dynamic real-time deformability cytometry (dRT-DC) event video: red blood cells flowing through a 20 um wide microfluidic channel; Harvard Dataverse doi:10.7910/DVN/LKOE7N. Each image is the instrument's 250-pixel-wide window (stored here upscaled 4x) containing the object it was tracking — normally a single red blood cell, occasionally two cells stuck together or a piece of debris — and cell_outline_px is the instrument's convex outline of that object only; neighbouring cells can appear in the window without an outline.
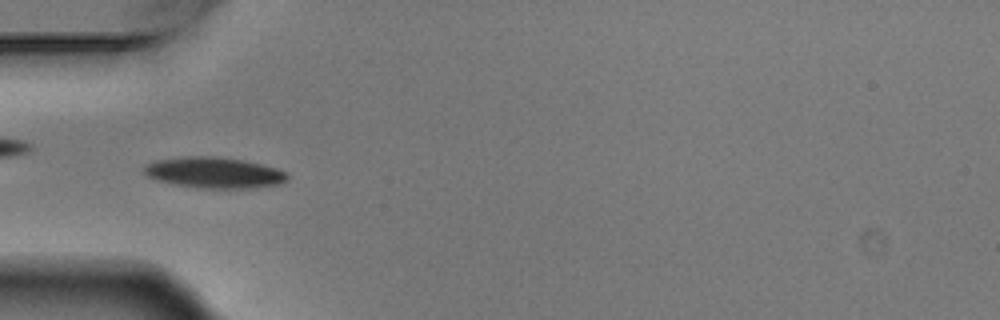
{"species": "Egyptian fruit bat (a non-hibernating species)", "species_latin": "Rousettus aegyptiacus", "temperature_condition": "warm", "stored_images_in_passage": 8, "camera_frame_rate_fps": 3000, "um_per_image_px": 0.085, "animal": {"sex": "male"}, "frame": {"image": 1, "passage_image": 5, "time_ms": 1.333, "image_size_px": [1000, 320], "cell_outline_px": [[288, 180], [280, 184], [252, 188], [196, 188], [156, 180], [144, 176], [144, 168], [148, 164], [156, 160], [184, 156], [212, 156], [240, 160], [260, 164], [276, 168], [284, 172], [288, 176]], "centroid_in_image_um": [18.17, 14.68], "position_along_channel_um": 66.8, "area_um2": 25.72}}
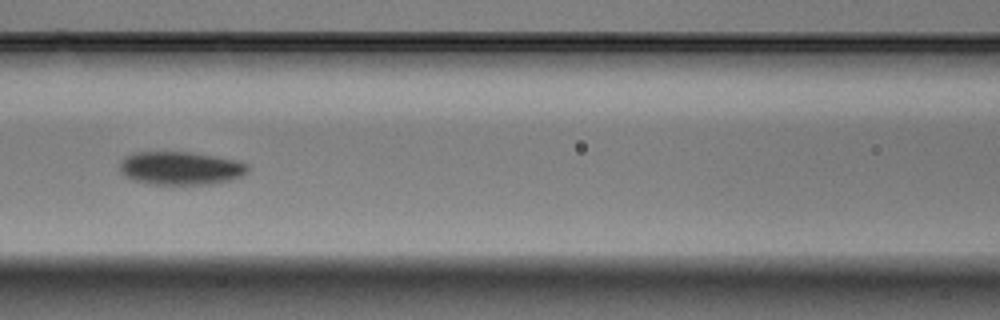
{"frame": {"image": 2, "passage_image": 7, "time_ms": 2.0, "image_size_px": [1000, 320], "cell_outline_px": [[248, 172], [232, 180], [212, 184], [148, 184], [132, 180], [124, 176], [120, 172], [120, 164], [124, 156], [136, 152], [192, 152], [240, 160], [248, 164]], "centroid_in_image_um": [15.36, 14.29], "position_along_channel_um": 151.2, "area_um2": 25.14}}
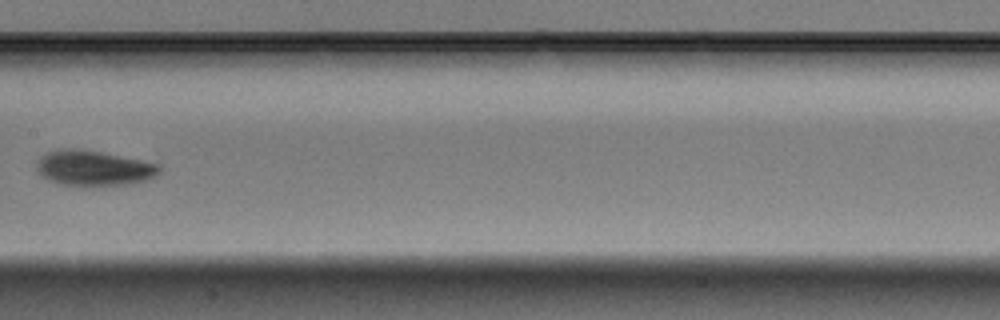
{"frame": {"image": 3, "passage_image": 8, "time_ms": 2.333, "image_size_px": [1000, 320], "cell_outline_px": [[160, 172], [156, 176], [148, 180], [128, 184], [88, 188], [60, 184], [48, 180], [40, 176], [36, 172], [36, 164], [40, 156], [48, 152], [68, 148], [80, 148], [160, 164]], "centroid_in_image_um": [7.93, 14.33], "position_along_channel_um": 199.5, "area_um2": 25.89}}